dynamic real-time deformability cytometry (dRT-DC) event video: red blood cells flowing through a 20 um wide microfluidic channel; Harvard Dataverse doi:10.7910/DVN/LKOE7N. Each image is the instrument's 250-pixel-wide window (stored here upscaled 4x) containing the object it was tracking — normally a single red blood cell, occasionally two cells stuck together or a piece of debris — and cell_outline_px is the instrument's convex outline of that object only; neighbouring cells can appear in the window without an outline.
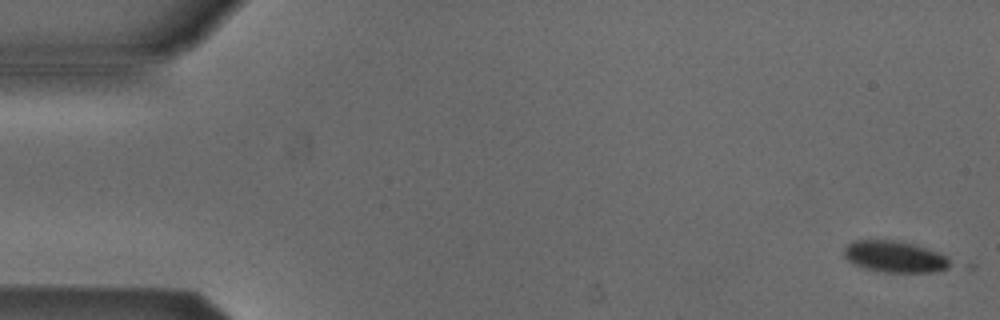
{"species": "Egyptian fruit bat (a non-hibernating species)", "species_latin": "Rousettus aegyptiacus", "temperature_condition": "cold", "stored_images_in_passage": 8, "camera_frame_rate_fps": 3000, "um_per_image_px": 0.085, "animal": {"sex": "male"}, "frame": {"image": 1, "passage_image": 1, "time_ms": 0.0, "image_size_px": [1000, 320], "cell_outline_px": [[956, 264], [948, 268], [936, 272], [884, 272], [864, 268], [852, 264], [844, 256], [844, 248], [852, 240], [892, 240], [912, 244], [928, 248], [940, 252], [948, 256]], "centroid_in_image_um": [76.12, 21.82], "position_along_channel_um": 8.9, "area_um2": 19.83}}
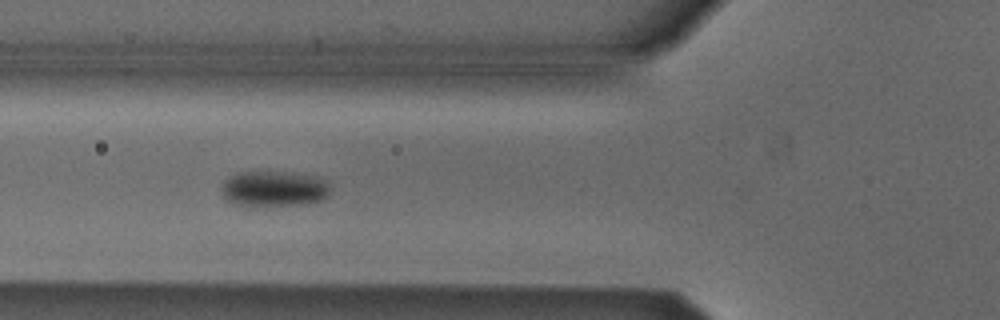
{"frame": {"image": 2, "passage_image": 6, "time_ms": 1.667, "image_size_px": [1000, 320], "cell_outline_px": [[332, 188], [328, 196], [324, 200], [308, 204], [252, 208], [236, 204], [228, 200], [224, 196], [220, 188], [224, 180], [228, 176], [236, 172], [284, 172], [316, 176], [324, 180]], "centroid_in_image_um": [23.28, 16.08], "position_along_channel_um": 102.5, "area_um2": 23.41}}
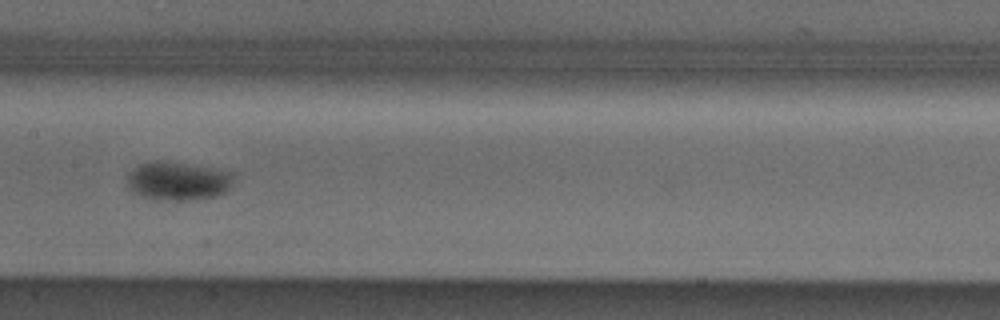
{"frame": {"image": 3, "passage_image": 8, "time_ms": 2.333, "image_size_px": [1000, 320], "cell_outline_px": [[232, 184], [224, 192], [216, 196], [176, 204], [152, 200], [132, 192], [128, 188], [128, 172], [132, 168], [140, 164], [156, 160], [160, 160], [232, 172]], "centroid_in_image_um": [15.06, 15.45], "position_along_channel_um": 192.3, "area_um2": 24.51}}